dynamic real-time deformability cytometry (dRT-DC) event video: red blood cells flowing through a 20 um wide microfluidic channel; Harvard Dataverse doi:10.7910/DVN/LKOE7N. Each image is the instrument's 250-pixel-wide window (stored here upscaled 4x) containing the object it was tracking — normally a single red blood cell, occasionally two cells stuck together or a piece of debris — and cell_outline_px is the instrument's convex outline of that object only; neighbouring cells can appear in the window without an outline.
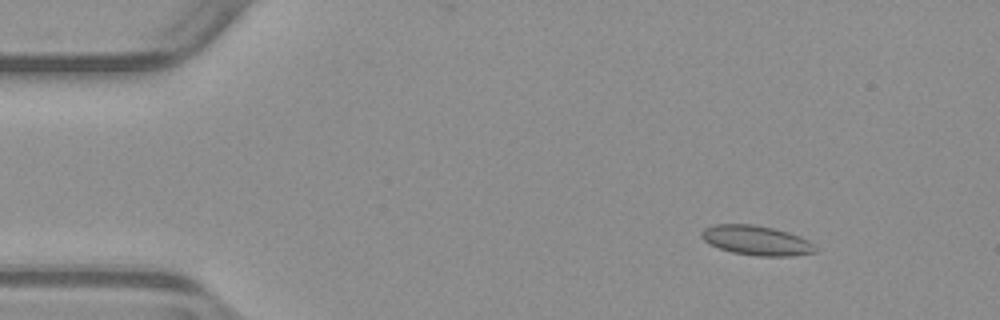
{"species": "common noctule bat (a hibernating species)", "species_latin": "Nyctalus noctula", "temperature_condition": "warm", "stored_images_in_passage": 52, "camera_frame_rate_fps": 3000, "um_per_image_px": 0.085, "animal": {"sex": "male", "body_mass_g": 23.1, "forearm_length_mm": 52.7}, "frame": {"image": 1, "passage_image": 6, "time_ms": 1.667, "image_size_px": [1000, 320], "cell_outline_px": [[816, 252], [792, 256], [756, 256], [732, 252], [708, 244], [700, 236], [700, 232], [704, 228], [716, 224], [756, 224], [788, 232], [800, 236], [816, 244]], "centroid_in_image_um": [64.3, 20.43], "position_along_channel_um": 20.7, "area_um2": 19.83}}
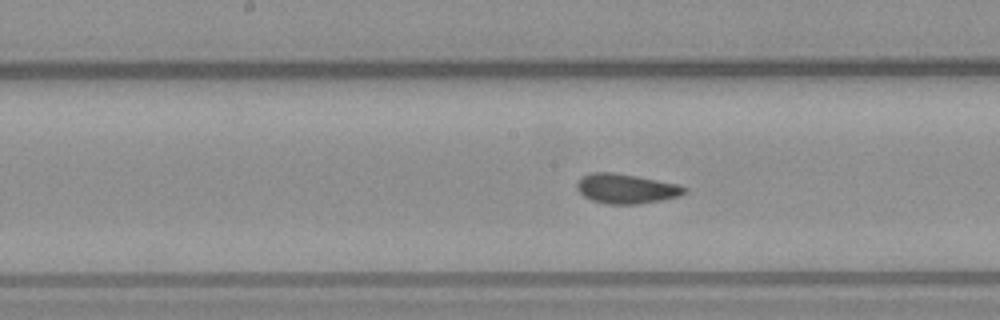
{"frame": {"image": 2, "passage_image": 26, "time_ms": 8.333, "image_size_px": [1000, 320], "cell_outline_px": [[688, 192], [680, 196], [640, 204], [608, 204], [592, 200], [584, 196], [576, 188], [576, 184], [584, 176], [592, 172], [612, 172], [636, 176], [676, 184], [688, 188]], "centroid_in_image_um": [53.24, 16.04], "position_along_channel_um": 195.0, "area_um2": 18.44}}
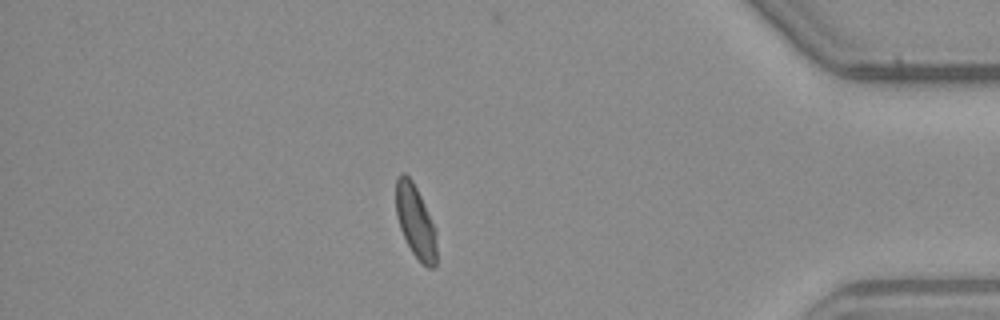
{"frame": {"image": 3, "passage_image": 45, "time_ms": 14.667, "image_size_px": [1000, 320], "cell_outline_px": [[436, 264], [432, 268], [428, 268], [412, 252], [400, 228], [396, 216], [396, 176], [400, 172], [404, 172], [412, 180], [436, 228]], "centroid_in_image_um": [35.31, 18.79], "position_along_channel_um": 399.9, "area_um2": 17.17}, "authors_computed_cell_mechanics": {"area_um2": 18.5249, "velocity_mm_per_s": 3.8974, "shape_relaxation_time_tau1_ms": null, "shape_relaxation_time_tau2_ms": 1.1657, "deformation_change_tau1": null, "deformation_change_tau2": 0.0468}}